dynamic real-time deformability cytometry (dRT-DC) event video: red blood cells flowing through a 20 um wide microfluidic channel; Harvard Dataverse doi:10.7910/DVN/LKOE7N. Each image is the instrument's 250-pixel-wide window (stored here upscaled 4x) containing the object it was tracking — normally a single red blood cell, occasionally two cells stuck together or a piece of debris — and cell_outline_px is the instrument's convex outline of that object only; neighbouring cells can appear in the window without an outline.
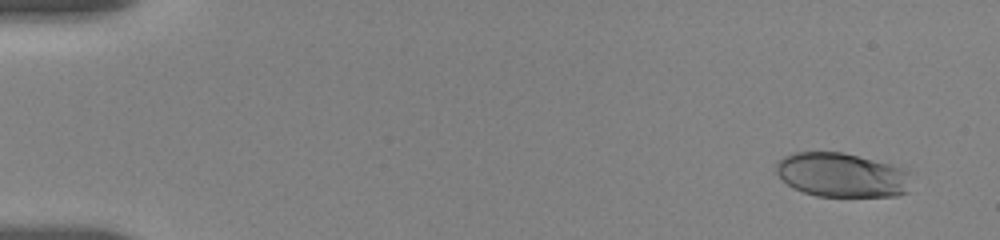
{"species": "human", "species_latin": "Homo sapiens", "temperature_condition": "room temperature", "stored_images_in_passage": 8, "camera_frame_rate_fps": 3000, "um_per_image_px": 0.085, "donor": {"sex": "female"}, "frame": {"image": 1, "passage_image": 2, "time_ms": 1.0, "image_size_px": [1000, 240], "cell_outline_px": [[908, 192], [896, 196], [816, 196], [804, 192], [788, 184], [776, 172], [776, 164], [784, 156], [796, 152], [844, 152], [892, 164], [904, 168], [908, 172]], "centroid_in_image_um": [71.57, 14.87], "position_along_channel_um": 13.4, "area_um2": 34.68}}
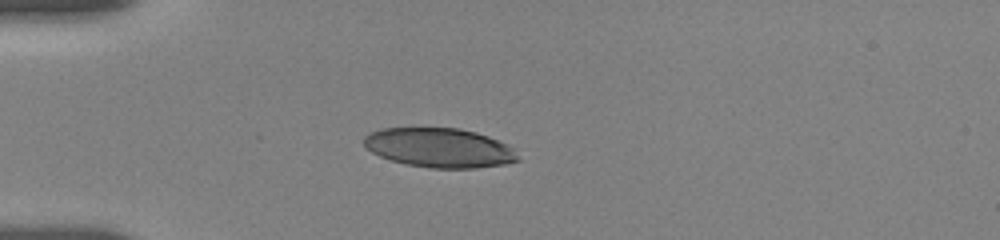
{"frame": {"image": 2, "passage_image": 6, "time_ms": 5.0, "image_size_px": [1000, 240], "cell_outline_px": [[520, 160], [508, 164], [476, 168], [432, 168], [404, 164], [380, 156], [372, 152], [364, 144], [364, 136], [380, 128], [460, 128], [476, 132], [488, 136], [516, 148]], "centroid_in_image_um": [37.41, 12.56], "position_along_channel_um": 47.6, "area_um2": 35.55}}
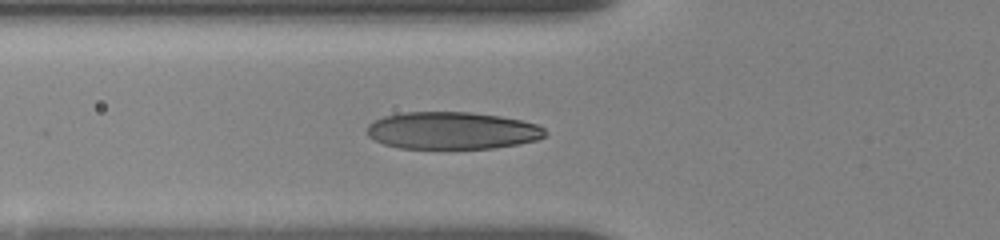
{"frame": {"image": 3, "passage_image": 8, "time_ms": 6.667, "image_size_px": [1000, 240], "cell_outline_px": [[548, 132], [544, 136], [536, 140], [516, 144], [492, 148], [400, 148], [384, 144], [368, 136], [364, 132], [368, 124], [384, 116], [404, 112], [468, 112], [500, 116], [520, 120], [536, 124], [544, 128]], "centroid_in_image_um": [38.4, 11.09], "position_along_channel_um": 87.4, "area_um2": 38.61}}